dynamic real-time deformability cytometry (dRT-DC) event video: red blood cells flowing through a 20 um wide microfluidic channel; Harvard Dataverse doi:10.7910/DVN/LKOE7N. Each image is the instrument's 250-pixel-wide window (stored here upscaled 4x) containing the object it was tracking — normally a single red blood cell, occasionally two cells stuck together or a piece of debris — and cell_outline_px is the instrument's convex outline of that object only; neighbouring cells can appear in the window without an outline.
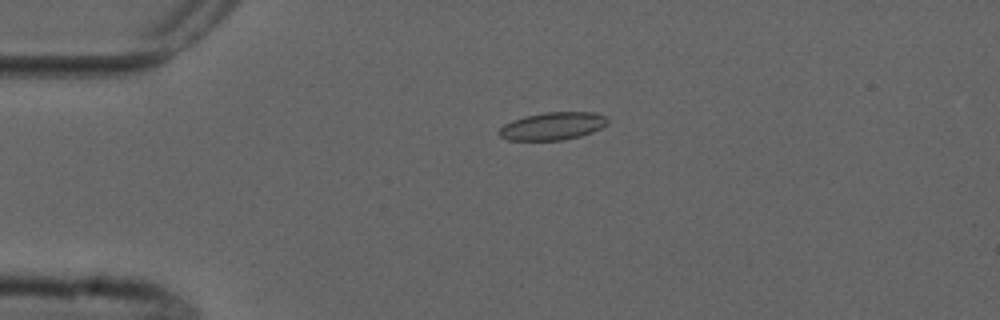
{"species": "common noctule bat (a hibernating species)", "species_latin": "Nyctalus noctula", "temperature_condition": "cold", "stored_images_in_passage": 4, "camera_frame_rate_fps": 3000, "um_per_image_px": 0.085, "animal": {"sex": "male", "forearm_length_mm": 52.5}, "frame": {"image": 1, "passage_image": 4, "time_ms": 3.333, "image_size_px": [1000, 320], "cell_outline_px": [[608, 124], [592, 132], [580, 136], [560, 140], [508, 140], [500, 136], [496, 132], [504, 124], [512, 120], [524, 116], [544, 112], [596, 112], [604, 116], [608, 120]], "centroid_in_image_um": [46.95, 10.71], "position_along_channel_um": 38.1, "area_um2": 17.57}}